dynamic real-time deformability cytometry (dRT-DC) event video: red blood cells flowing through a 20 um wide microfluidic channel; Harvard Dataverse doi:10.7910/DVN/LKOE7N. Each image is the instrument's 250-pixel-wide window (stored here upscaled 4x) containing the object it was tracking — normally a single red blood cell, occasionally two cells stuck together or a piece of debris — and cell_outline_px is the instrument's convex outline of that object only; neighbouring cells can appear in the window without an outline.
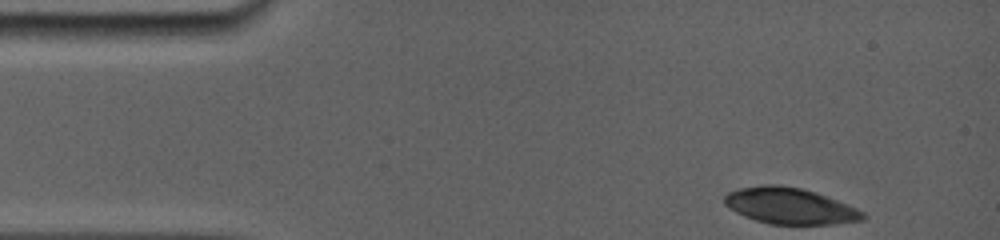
{"species": "common noctule bat (a hibernating species)", "species_latin": "Nyctalus noctula", "temperature_condition": "room temperature", "stored_images_in_passage": 9, "camera_frame_rate_fps": 5000, "um_per_image_px": 0.085, "animal": {"sex": "female", "body_mass_g": 19.0, "forearm_length_mm": 56.7}, "frame": {"image": 1, "passage_image": 1, "time_ms": 0.0, "image_size_px": [1000, 240], "cell_outline_px": [[868, 216], [864, 220], [832, 224], [768, 224], [744, 216], [728, 208], [724, 204], [724, 196], [728, 192], [740, 188], [764, 184], [780, 184], [800, 188], [816, 192], [856, 208], [864, 212]], "centroid_in_image_um": [67.13, 17.5], "position_along_channel_um": 17.9, "area_um2": 29.25}}